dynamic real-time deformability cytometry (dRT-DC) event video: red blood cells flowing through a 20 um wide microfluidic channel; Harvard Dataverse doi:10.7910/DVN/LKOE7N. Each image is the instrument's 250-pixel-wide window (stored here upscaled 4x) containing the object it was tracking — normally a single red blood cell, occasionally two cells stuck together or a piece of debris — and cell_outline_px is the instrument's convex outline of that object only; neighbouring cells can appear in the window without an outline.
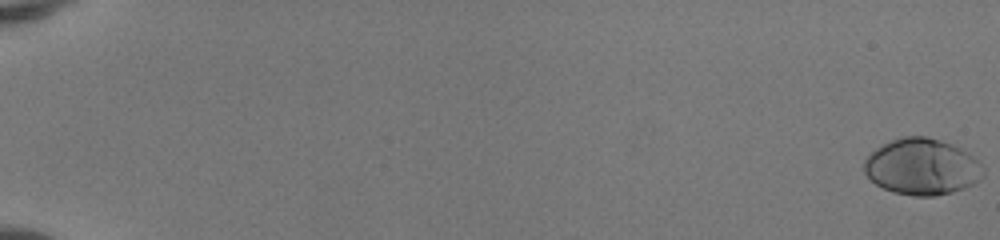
{"species": "human", "species_latin": "Homo sapiens", "temperature_condition": "room temperature", "stored_images_in_passage": 53, "camera_frame_rate_fps": 3000, "um_per_image_px": 0.085, "donor": {"sex": "female"}, "frame": {"image": 1, "passage_image": 1, "time_ms": 0.0, "image_size_px": [1000, 240], "cell_outline_px": [[984, 176], [976, 184], [952, 192], [936, 196], [912, 196], [892, 192], [876, 184], [864, 172], [864, 160], [876, 148], [900, 136], [928, 136], [952, 144], [968, 152], [984, 168]], "centroid_in_image_um": [78.39, 14.18], "position_along_channel_um": 6.6, "area_um2": 39.25}}
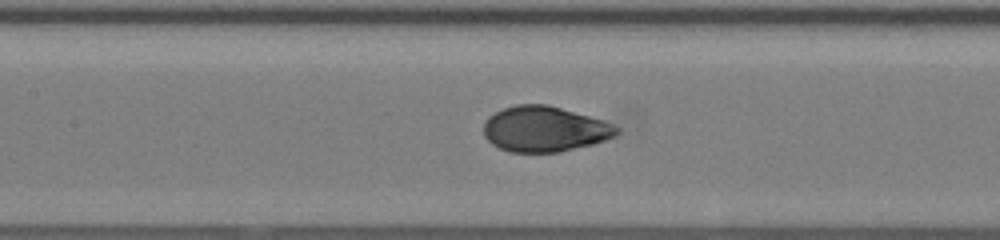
{"frame": {"image": 2, "passage_image": 28, "time_ms": 9.0, "image_size_px": [1000, 240], "cell_outline_px": [[620, 132], [616, 136], [592, 144], [560, 152], [508, 152], [492, 144], [484, 136], [484, 120], [488, 116], [504, 108], [516, 104], [548, 104], [604, 120], [620, 128]], "centroid_in_image_um": [46.29, 10.96], "position_along_channel_um": 161.1, "area_um2": 35.43}}
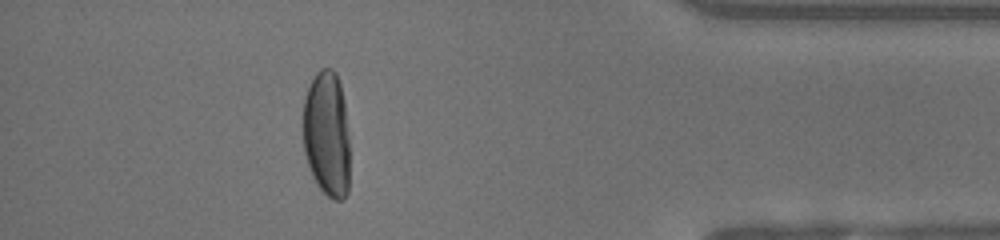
{"frame": {"image": 3, "passage_image": 48, "time_ms": 15.667, "image_size_px": [1000, 240], "cell_outline_px": [[348, 192], [344, 200], [332, 200], [316, 184], [308, 168], [304, 152], [304, 100], [308, 88], [316, 72], [320, 68], [332, 68], [336, 72], [340, 84], [344, 100], [348, 140]], "centroid_in_image_um": [27.77, 11.42], "position_along_channel_um": 407.4, "area_um2": 34.33}, "authors_computed_cell_mechanics": {"area_um2": 36.2406, "velocity_mm_per_s": 4.1655, "shape_relaxation_time_tau1_ms": 3.5564, "shape_relaxation_time_tau2_ms": null, "deformation_change_tau1": 0.2005, "deformation_change_tau2": null}}